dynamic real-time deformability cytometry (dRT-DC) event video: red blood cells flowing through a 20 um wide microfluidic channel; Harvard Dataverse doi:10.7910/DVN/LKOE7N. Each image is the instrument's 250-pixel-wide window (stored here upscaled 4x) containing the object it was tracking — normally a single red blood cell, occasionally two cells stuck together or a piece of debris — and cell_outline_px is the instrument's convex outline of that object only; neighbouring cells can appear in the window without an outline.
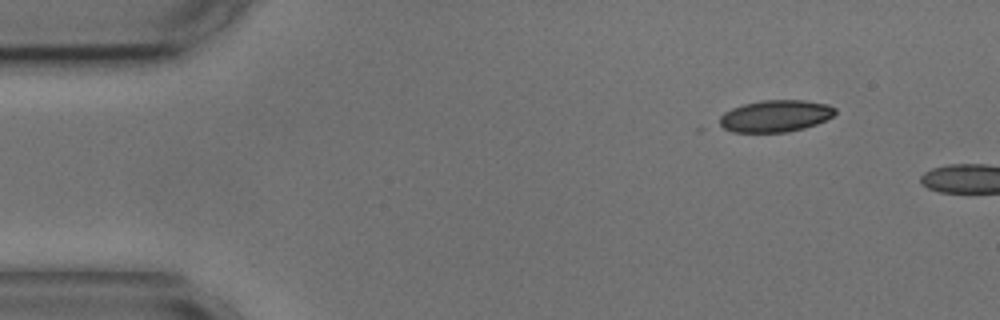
{"species": "common noctule bat (a hibernating species)", "species_latin": "Nyctalus noctula", "temperature_condition": "cold", "stored_images_in_passage": 4, "camera_frame_rate_fps": 3000, "um_per_image_px": 0.085, "animal": {"sex": "male", "body_mass_g": 17.9, "forearm_length_mm": 54.2}, "frame": {"image": 1, "passage_image": 1, "time_ms": 0.0, "image_size_px": [1000, 320], "cell_outline_px": [[836, 112], [832, 116], [816, 124], [804, 128], [788, 132], [732, 132], [724, 128], [720, 124], [720, 116], [724, 112], [732, 108], [744, 104], [764, 100], [804, 100], [828, 104], [836, 108]], "centroid_in_image_um": [65.92, 9.86], "position_along_channel_um": 19.1, "area_um2": 21.39}}